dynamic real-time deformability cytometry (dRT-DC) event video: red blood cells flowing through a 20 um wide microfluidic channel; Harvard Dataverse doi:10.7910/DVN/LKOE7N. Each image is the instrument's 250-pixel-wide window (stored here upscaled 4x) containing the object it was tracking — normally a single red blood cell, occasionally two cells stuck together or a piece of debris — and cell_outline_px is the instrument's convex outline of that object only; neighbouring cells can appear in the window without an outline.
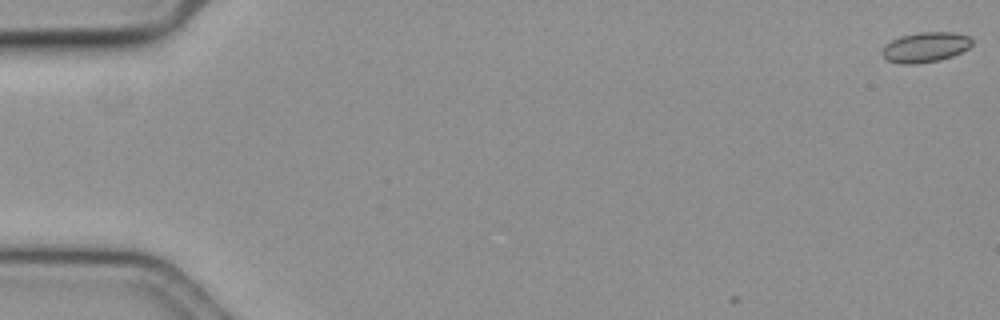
{"species": "common noctule bat (a hibernating species)", "species_latin": "Nyctalus noctula", "temperature_condition": "cold", "stored_images_in_passage": 7, "camera_frame_rate_fps": 3000, "um_per_image_px": 0.085, "animal": {"sex": "female", "body_mass_g": 19.3, "forearm_length_mm": 54.1}, "frame": {"image": 1, "passage_image": 1, "time_ms": 0.0, "image_size_px": [1000, 320], "cell_outline_px": [[972, 44], [968, 48], [952, 56], [940, 60], [916, 64], [904, 64], [888, 60], [880, 52], [880, 48], [884, 44], [900, 36], [920, 32], [956, 32], [968, 36], [972, 40]], "centroid_in_image_um": [78.63, 4.0], "position_along_channel_um": 6.4, "area_um2": 15.84}}